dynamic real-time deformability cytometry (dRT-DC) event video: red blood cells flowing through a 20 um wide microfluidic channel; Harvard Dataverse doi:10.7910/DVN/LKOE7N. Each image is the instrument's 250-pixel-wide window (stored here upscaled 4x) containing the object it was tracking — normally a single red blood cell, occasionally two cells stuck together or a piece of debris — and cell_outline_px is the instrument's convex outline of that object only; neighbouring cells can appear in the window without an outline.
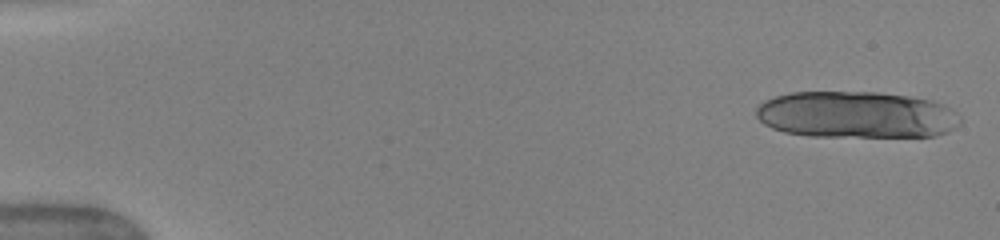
{"species": "human", "species_latin": "Homo sapiens", "temperature_condition": "warm", "stored_images_in_passage": 15, "camera_frame_rate_fps": 3000, "um_per_image_px": 0.085, "donor": {"sex": "female"}, "frame": {"image": 1, "passage_image": 1, "time_ms": 0.0, "image_size_px": [1000, 240], "cell_outline_px": [[960, 124], [948, 132], [936, 136], [808, 136], [784, 132], [772, 128], [764, 124], [756, 116], [756, 108], [764, 100], [776, 96], [792, 92], [876, 92], [908, 96], [932, 100], [944, 104], [952, 108], [960, 116]], "centroid_in_image_um": [72.8, 9.75], "position_along_channel_um": 12.2, "area_um2": 55.83}}